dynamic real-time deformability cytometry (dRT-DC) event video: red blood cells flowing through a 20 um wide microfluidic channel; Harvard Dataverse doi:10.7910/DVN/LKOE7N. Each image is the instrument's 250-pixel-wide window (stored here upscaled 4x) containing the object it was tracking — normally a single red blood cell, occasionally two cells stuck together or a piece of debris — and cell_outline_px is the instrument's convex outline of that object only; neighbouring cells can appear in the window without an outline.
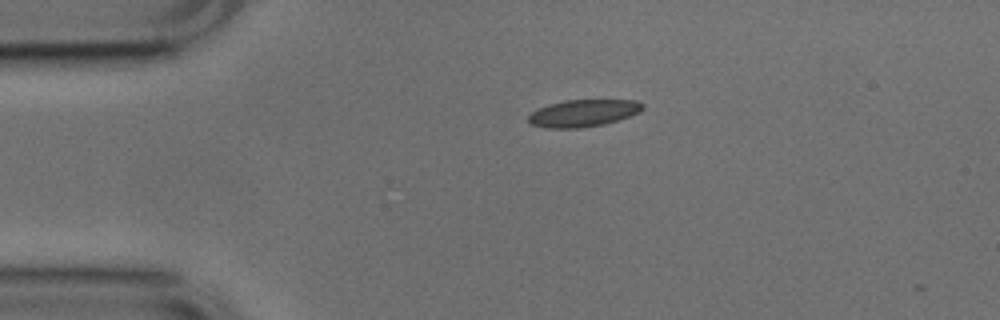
{"species": "common noctule bat (a hibernating species)", "species_latin": "Nyctalus noctula", "temperature_condition": "cold", "stored_images_in_passage": 6, "camera_frame_rate_fps": 3000, "um_per_image_px": 0.085, "animal": {"sex": "male", "body_mass_g": 17.9, "forearm_length_mm": 54.2}, "frame": {"image": 1, "passage_image": 1, "time_ms": 0.0, "image_size_px": [1000, 320], "cell_outline_px": [[644, 108], [640, 112], [604, 124], [580, 128], [544, 128], [528, 124], [528, 116], [532, 112], [548, 104], [564, 100], [636, 100], [644, 104]], "centroid_in_image_um": [49.55, 9.62], "position_along_channel_um": 35.5, "area_um2": 18.09}}